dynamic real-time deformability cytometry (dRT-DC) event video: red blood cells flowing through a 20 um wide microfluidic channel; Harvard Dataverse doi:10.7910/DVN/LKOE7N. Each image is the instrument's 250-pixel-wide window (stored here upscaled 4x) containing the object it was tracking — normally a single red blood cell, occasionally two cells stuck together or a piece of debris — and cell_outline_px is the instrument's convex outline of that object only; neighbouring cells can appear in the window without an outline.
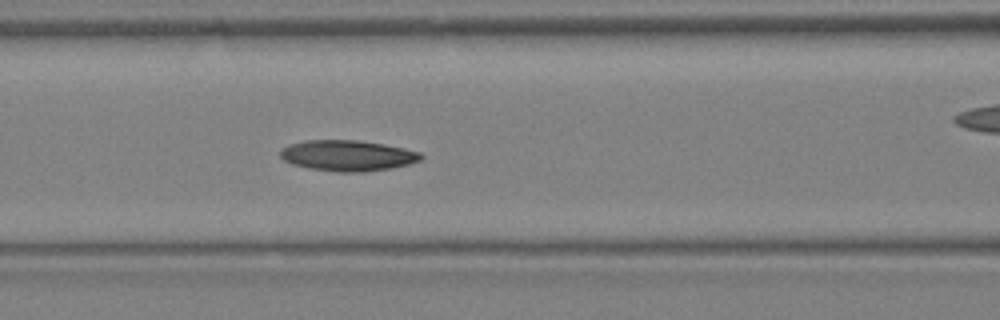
{"species": "Egyptian fruit bat (a non-hibernating species)", "species_latin": "Rousettus aegyptiacus", "temperature_condition": "warm", "stored_images_in_passage": 9, "segment_of_instrument_passage": [1, 2], "camera_frame_rate_fps": 3000, "um_per_image_px": 0.085, "animal": {"sex": "female"}, "frame": {"image": 1, "passage_image": 4, "time_ms": 1.0, "image_size_px": [1000, 320], "cell_outline_px": [[424, 156], [420, 160], [408, 164], [392, 168], [364, 172], [336, 172], [308, 168], [292, 164], [284, 160], [280, 156], [280, 152], [288, 144], [304, 140], [356, 140], [384, 144], [404, 148], [420, 152]], "centroid_in_image_um": [29.54, 13.22], "position_along_channel_um": 137.1, "area_um2": 25.32}}
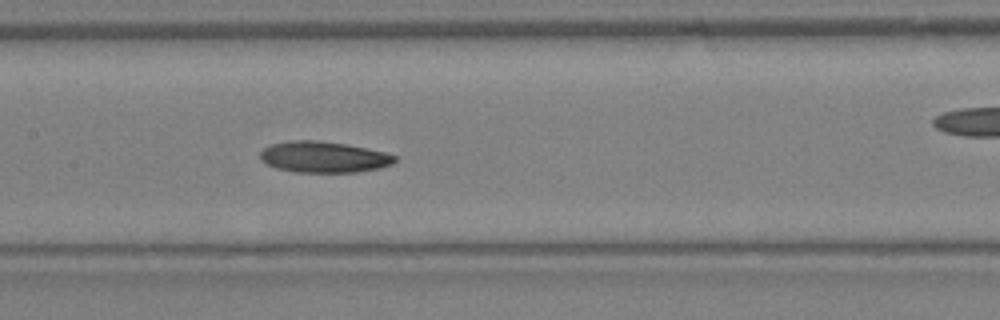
{"frame": {"image": 2, "passage_image": 6, "time_ms": 1.667, "image_size_px": [1000, 320], "cell_outline_px": [[396, 160], [392, 164], [380, 168], [356, 172], [296, 172], [276, 168], [260, 160], [260, 152], [264, 148], [272, 144], [292, 140], [316, 140], [344, 144], [384, 152], [396, 156]], "centroid_in_image_um": [27.49, 13.35], "position_along_channel_um": 179.9, "area_um2": 24.22}}
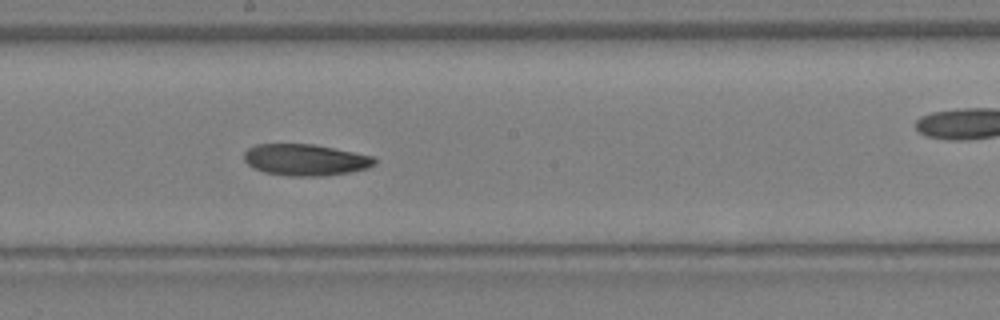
{"frame": {"image": 3, "passage_image": 8, "time_ms": 2.333, "image_size_px": [1000, 320], "cell_outline_px": [[376, 164], [368, 168], [348, 172], [320, 176], [288, 176], [264, 172], [252, 168], [244, 160], [244, 152], [248, 148], [256, 144], [312, 144], [372, 156], [376, 160]], "centroid_in_image_um": [25.91, 13.59], "position_along_channel_um": 222.3, "area_um2": 23.81}}